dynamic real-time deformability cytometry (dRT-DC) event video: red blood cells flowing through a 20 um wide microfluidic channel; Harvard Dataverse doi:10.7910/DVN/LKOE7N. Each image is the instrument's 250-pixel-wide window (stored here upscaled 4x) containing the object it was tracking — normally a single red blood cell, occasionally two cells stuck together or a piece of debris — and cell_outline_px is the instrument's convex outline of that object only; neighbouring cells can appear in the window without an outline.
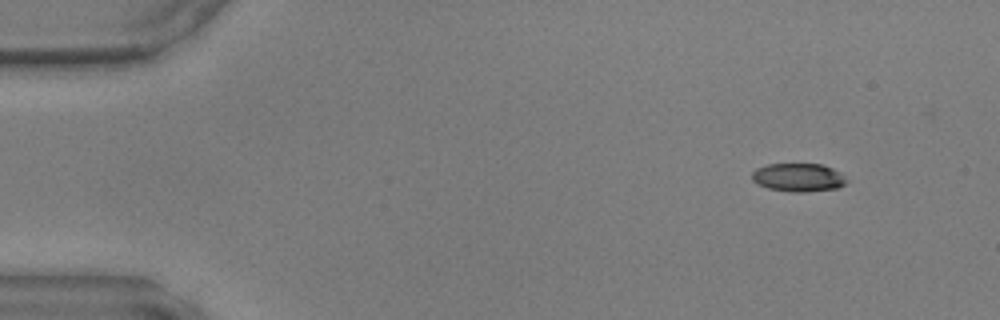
{"species": "common noctule bat (a hibernating species)", "species_latin": "Nyctalus noctula", "temperature_condition": "warm", "stored_images_in_passage": 44, "camera_frame_rate_fps": 3000, "um_per_image_px": 0.085, "animal": {"sex": "male", "body_mass_g": 17.9, "forearm_length_mm": 54.2}, "frame": {"image": 1, "passage_image": 1, "time_ms": 0.0, "image_size_px": [1000, 320], "cell_outline_px": [[848, 180], [844, 184], [836, 188], [804, 192], [792, 192], [768, 188], [756, 184], [752, 180], [752, 172], [756, 168], [768, 164], [824, 164], [840, 172]], "centroid_in_image_um": [67.84, 15.08], "position_along_channel_um": 17.2, "area_um2": 15.66}}
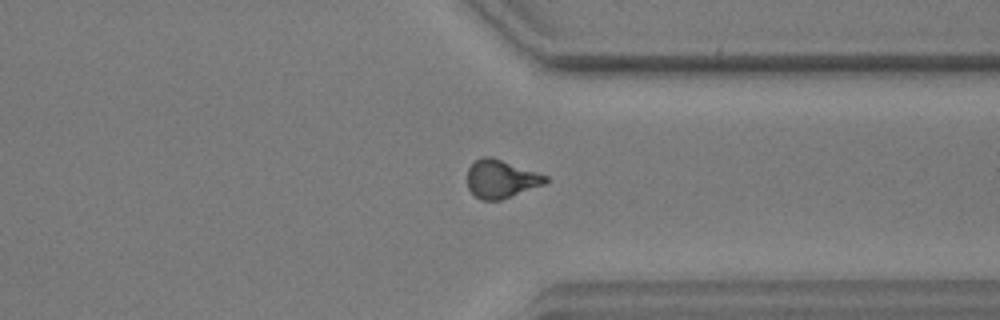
{"frame": {"image": 2, "passage_image": 33, "time_ms": 10.667, "image_size_px": [1000, 320], "cell_outline_px": [[548, 180], [544, 184], [500, 200], [480, 200], [468, 188], [468, 168], [476, 160], [484, 156], [492, 156], [548, 176]], "centroid_in_image_um": [42.58, 15.2], "position_along_channel_um": 368.8, "area_um2": 17.22}}
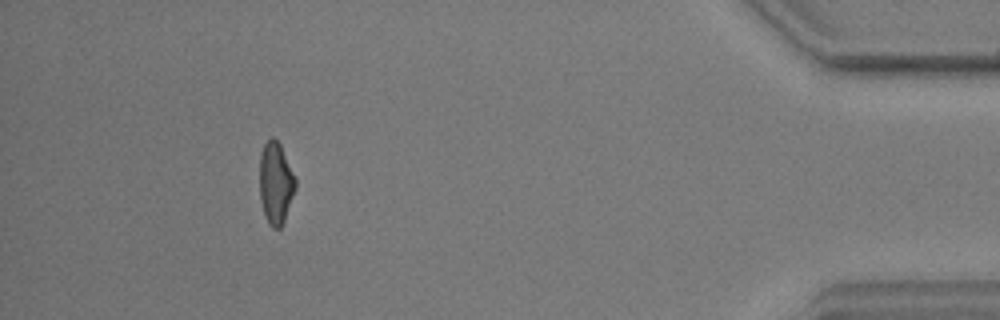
{"frame": {"image": 3, "passage_image": 40, "time_ms": 13.0, "image_size_px": [1000, 320], "cell_outline_px": [[296, 188], [284, 220], [280, 228], [272, 228], [268, 224], [264, 216], [260, 200], [260, 152], [264, 144], [272, 136], [280, 144], [296, 180]], "centroid_in_image_um": [23.42, 15.58], "position_along_channel_um": 411.8, "area_um2": 17.05}}